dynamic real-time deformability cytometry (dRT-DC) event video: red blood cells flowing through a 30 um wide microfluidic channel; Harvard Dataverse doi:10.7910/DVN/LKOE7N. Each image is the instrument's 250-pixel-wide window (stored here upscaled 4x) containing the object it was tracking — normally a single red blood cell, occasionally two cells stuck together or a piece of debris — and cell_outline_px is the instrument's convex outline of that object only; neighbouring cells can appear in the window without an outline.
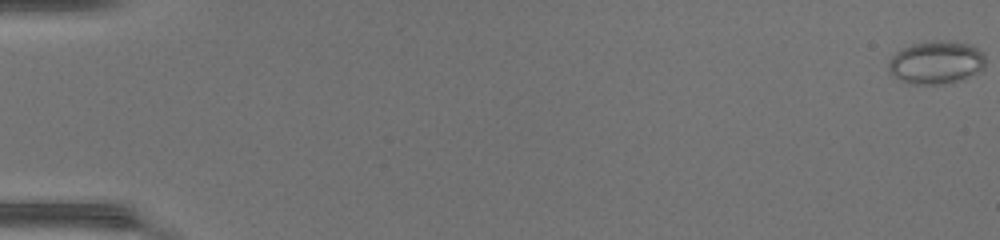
{"species": "common noctule bat (a hibernating species)", "species_latin": "Nyctalus noctula", "temperature_condition": "warm", "stored_images_in_passage": 50, "camera_frame_rate_fps": 3000, "um_per_image_px": 0.085, "animal": {"sex": "female", "body_mass_g": 17.0, "forearm_length_mm": 48.0}, "frame": {"image": 1, "passage_image": 1, "time_ms": 0.0, "image_size_px": [1000, 240], "cell_outline_px": [[984, 68], [980, 72], [944, 84], [908, 84], [900, 80], [888, 72], [888, 60], [896, 52], [912, 44], [928, 40], [948, 40], [972, 44], [984, 52]], "centroid_in_image_um": [79.57, 5.29], "position_along_channel_um": 5.4, "area_um2": 24.62}}
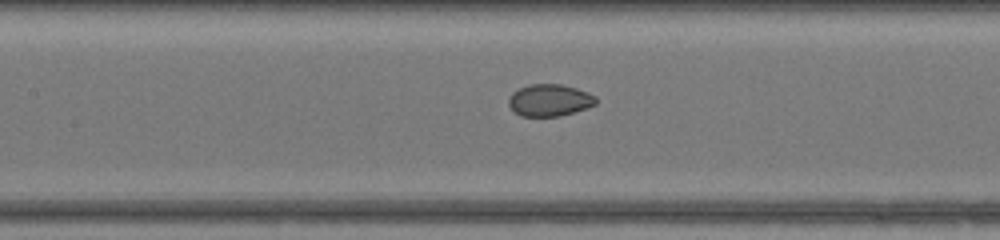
{"frame": {"image": 2, "passage_image": 25, "time_ms": 8.0, "image_size_px": [1000, 240], "cell_outline_px": [[596, 104], [588, 108], [560, 116], [520, 116], [508, 104], [508, 96], [512, 92], [528, 84], [560, 84], [576, 88], [588, 92], [596, 96]], "centroid_in_image_um": [46.72, 8.51], "position_along_channel_um": 160.7, "area_um2": 16.36}}
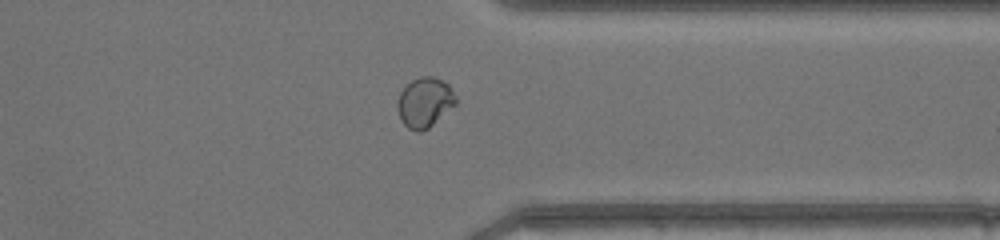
{"frame": {"image": 3, "passage_image": 40, "time_ms": 13.0, "image_size_px": [1000, 240], "cell_outline_px": [[456, 104], [428, 128], [420, 132], [416, 132], [408, 128], [400, 120], [396, 108], [396, 104], [400, 92], [412, 80], [420, 76], [432, 76], [448, 84], [456, 96]], "centroid_in_image_um": [36.07, 8.71], "position_along_channel_um": 375.3, "area_um2": 16.94}}